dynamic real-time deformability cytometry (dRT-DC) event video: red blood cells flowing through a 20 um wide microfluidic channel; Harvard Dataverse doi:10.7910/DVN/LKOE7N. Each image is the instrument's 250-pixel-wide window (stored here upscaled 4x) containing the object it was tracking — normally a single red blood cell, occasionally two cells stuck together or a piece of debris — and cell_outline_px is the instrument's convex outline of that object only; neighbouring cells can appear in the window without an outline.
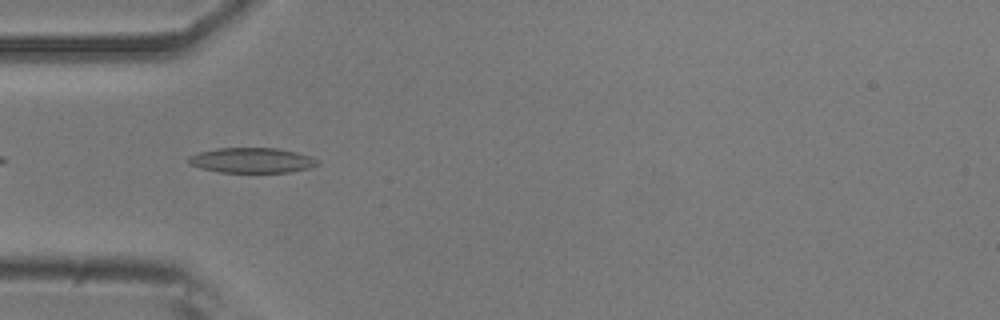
{"species": "common noctule bat (a hibernating species)", "species_latin": "Nyctalus noctula", "temperature_condition": "room temperature", "stored_images_in_passage": 39, "camera_frame_rate_fps": 3000, "um_per_image_px": 0.085, "animal": {"sex": "male", "body_mass_g": 20.5, "forearm_length_mm": 52.5}, "frame": {"image": 1, "passage_image": 3, "time_ms": 0.667, "image_size_px": [1000, 320], "cell_outline_px": [[320, 164], [308, 168], [292, 172], [220, 172], [188, 164], [188, 156], [200, 152], [216, 148], [280, 148], [312, 156], [320, 160]], "centroid_in_image_um": [21.46, 13.62], "position_along_channel_um": 63.5, "area_um2": 18.96}}
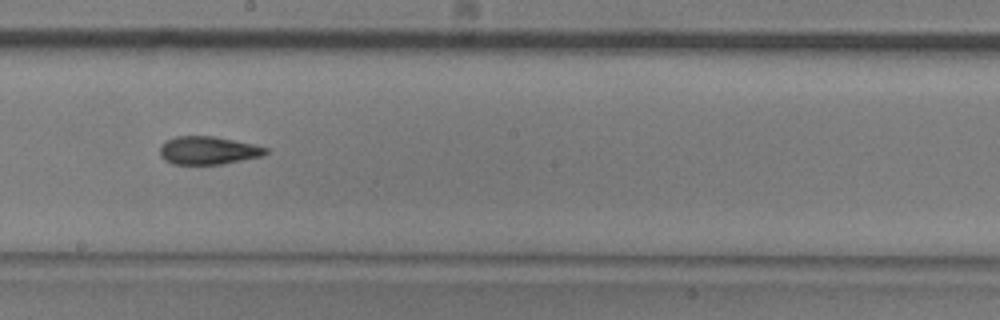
{"frame": {"image": 2, "passage_image": 16, "time_ms": 5.0, "image_size_px": [1000, 320], "cell_outline_px": [[268, 152], [264, 156], [220, 164], [172, 164], [164, 160], [160, 156], [160, 144], [176, 136], [212, 136], [252, 144], [268, 148]], "centroid_in_image_um": [17.67, 12.79], "position_along_channel_um": 230.5, "area_um2": 17.22}}
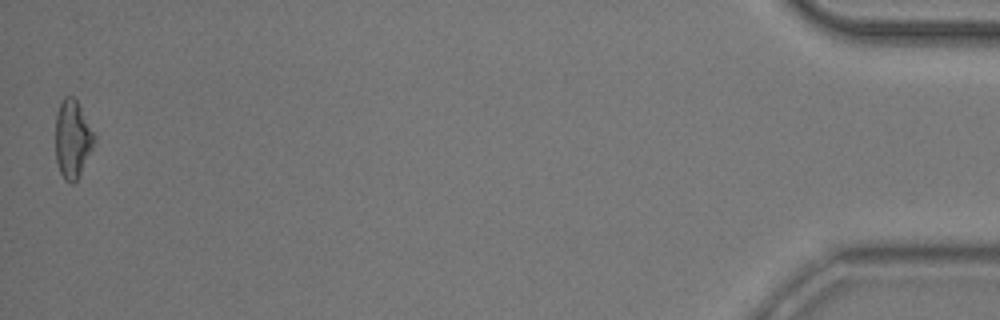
{"frame": {"image": 3, "passage_image": 39, "time_ms": 12.667, "image_size_px": [1000, 320], "cell_outline_px": [[96, 140], [76, 180], [72, 184], [64, 180], [60, 172], [56, 160], [56, 116], [60, 104], [64, 96], [72, 96], [76, 100], [96, 136]], "centroid_in_image_um": [6.16, 11.82], "position_along_channel_um": 429.0, "area_um2": 17.28}, "authors_computed_cell_mechanics": {"area_um2": 17.3978, "velocity_mm_per_s": 3.8444, "shape_relaxation_time_tau1_ms": 6.8048, "shape_relaxation_time_tau2_ms": 4.1874, "deformation_change_tau1": 0.1765, "deformation_change_tau2": 0.1327}}